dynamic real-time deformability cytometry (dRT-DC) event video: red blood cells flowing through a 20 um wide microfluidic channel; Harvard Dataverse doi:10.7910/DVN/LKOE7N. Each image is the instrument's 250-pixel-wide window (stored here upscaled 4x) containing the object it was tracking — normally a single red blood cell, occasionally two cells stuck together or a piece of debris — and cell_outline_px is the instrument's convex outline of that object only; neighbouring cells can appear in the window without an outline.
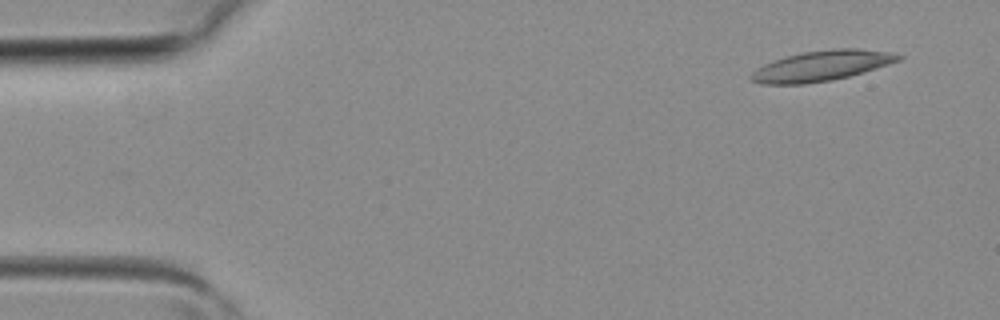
{"species": "common noctule bat (a hibernating species)", "species_latin": "Nyctalus noctula", "temperature_condition": "room temperature", "stored_images_in_passage": 3, "camera_frame_rate_fps": 3000, "um_per_image_px": 0.085, "animal": {"sex": "female", "body_mass_g": 19.3, "forearm_length_mm": 54.1}, "frame": {"image": 1, "passage_image": 1, "time_ms": 0.0, "image_size_px": [1000, 320], "cell_outline_px": [[904, 56], [900, 60], [876, 68], [848, 76], [832, 80], [804, 84], [760, 84], [752, 80], [748, 76], [752, 72], [764, 64], [788, 56], [804, 52], [836, 48], [856, 48], [888, 52]], "centroid_in_image_um": [69.82, 5.6], "position_along_channel_um": 15.2, "area_um2": 25.66}}